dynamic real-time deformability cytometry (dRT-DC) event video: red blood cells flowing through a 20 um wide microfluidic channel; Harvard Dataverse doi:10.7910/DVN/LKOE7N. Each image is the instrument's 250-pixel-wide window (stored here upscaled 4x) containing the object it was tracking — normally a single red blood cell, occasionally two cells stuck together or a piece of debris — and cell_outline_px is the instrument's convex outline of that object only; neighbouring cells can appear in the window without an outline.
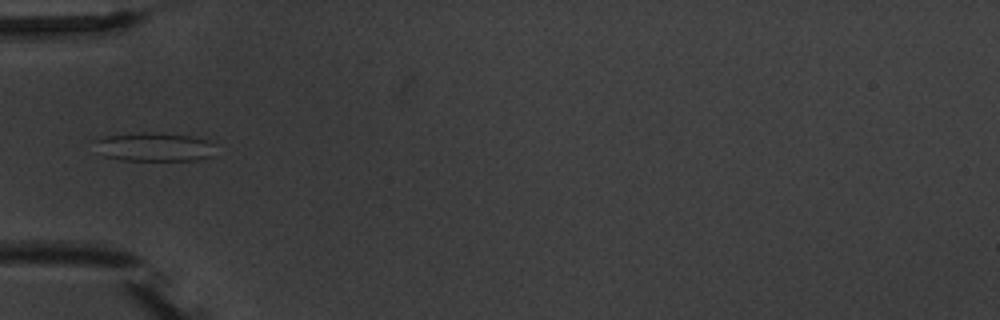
{"species": "common noctule bat (a hibernating species)", "species_latin": "Nyctalus noctula", "temperature_condition": "warm", "stored_images_in_passage": 4, "camera_frame_rate_fps": 3000, "um_per_image_px": 0.085, "animal": {"sex": "male", "body_mass_g": 20.1, "forearm_length_mm": 53.5}, "frame": {"image": 1, "passage_image": 4, "time_ms": 3.667, "image_size_px": [1000, 320], "cell_outline_px": [[212, 156], [204, 160], [120, 160], [104, 156], [92, 140], [104, 136], [140, 132], [152, 132], [200, 136], [208, 140], [212, 144]], "centroid_in_image_um": [13.13, 12.47], "position_along_channel_um": 71.9, "area_um2": 20.52}}